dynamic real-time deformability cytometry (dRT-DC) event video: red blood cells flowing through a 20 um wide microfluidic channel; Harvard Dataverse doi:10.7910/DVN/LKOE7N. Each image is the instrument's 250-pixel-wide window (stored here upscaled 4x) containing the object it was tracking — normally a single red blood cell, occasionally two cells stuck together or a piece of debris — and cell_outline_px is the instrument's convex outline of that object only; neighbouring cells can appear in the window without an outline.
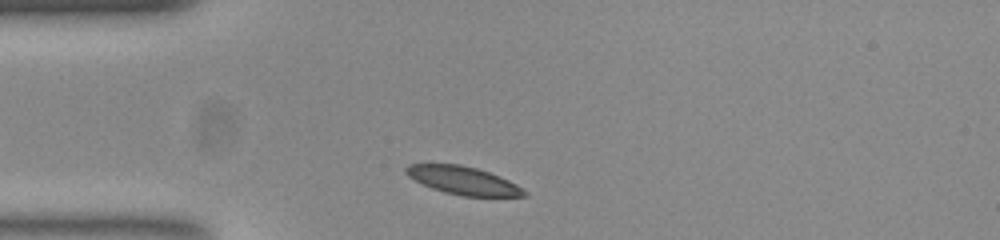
{"species": "common noctule bat (a hibernating species)", "species_latin": "Nyctalus noctula", "temperature_condition": "room temperature", "stored_images_in_passage": 32, "camera_frame_rate_fps": 3000, "um_per_image_px": 0.085, "animal": {"sex": "female", "body_mass_g": 23.0, "forearm_length_mm": 53.4}, "frame": {"image": 1, "passage_image": 2, "time_ms": 0.333, "image_size_px": [1000, 240], "cell_outline_px": [[528, 196], [464, 196], [444, 192], [432, 188], [408, 176], [404, 172], [404, 168], [408, 164], [460, 164], [476, 168], [500, 176], [516, 184], [528, 192]], "centroid_in_image_um": [39.37, 15.34], "position_along_channel_um": 45.6, "area_um2": 19.19}}
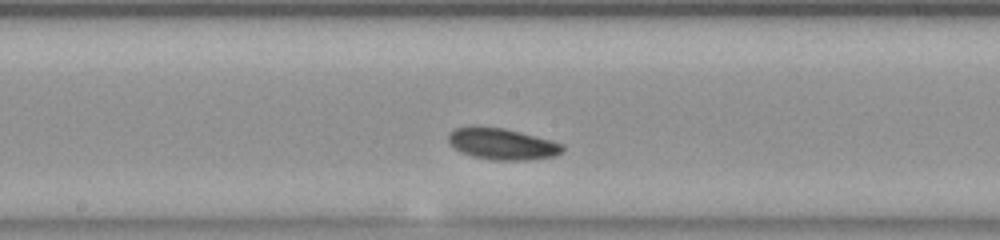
{"frame": {"image": 2, "passage_image": 16, "time_ms": 5.0, "image_size_px": [1000, 240], "cell_outline_px": [[564, 152], [556, 156], [528, 160], [496, 160], [472, 156], [460, 152], [452, 148], [448, 144], [448, 132], [456, 128], [504, 128], [552, 140], [564, 144]], "centroid_in_image_um": [42.71, 12.26], "position_along_channel_um": 205.5, "area_um2": 20.81}}
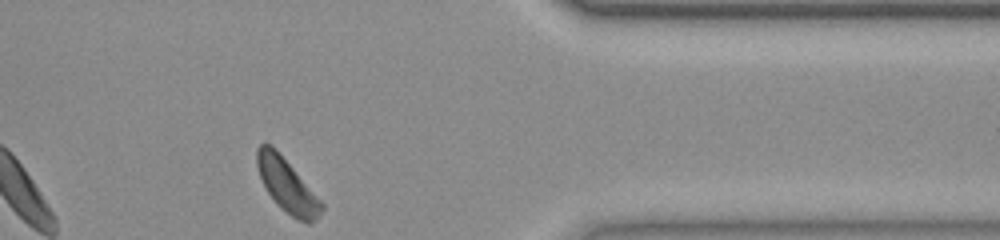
{"frame": {"image": 3, "passage_image": 32, "time_ms": 10.333, "image_size_px": [1000, 240], "cell_outline_px": [[324, 208], [316, 220], [308, 224], [292, 216], [280, 208], [268, 192], [260, 176], [256, 164], [256, 148], [260, 144], [272, 144], [324, 204]], "centroid_in_image_um": [24.39, 15.76], "position_along_channel_um": 387.0, "area_um2": 19.83}}